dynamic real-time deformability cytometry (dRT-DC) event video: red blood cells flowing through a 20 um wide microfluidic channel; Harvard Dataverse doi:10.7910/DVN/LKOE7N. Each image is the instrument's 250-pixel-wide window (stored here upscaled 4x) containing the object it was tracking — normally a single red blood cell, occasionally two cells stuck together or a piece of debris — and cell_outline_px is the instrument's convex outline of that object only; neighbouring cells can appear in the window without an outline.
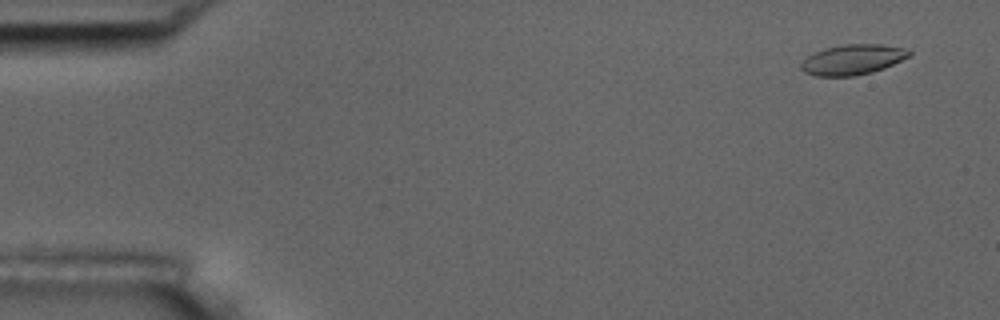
{"species": "common noctule bat (a hibernating species)", "species_latin": "Nyctalus noctula", "temperature_condition": "room temperature", "stored_images_in_passage": 6, "camera_frame_rate_fps": 3000, "um_per_image_px": 0.085, "animal": {"sex": "male", "body_mass_g": 17.5, "forearm_length_mm": 52.3}, "frame": {"image": 1, "passage_image": 2, "time_ms": 1.0, "image_size_px": [1000, 320], "cell_outline_px": [[912, 56], [884, 68], [872, 72], [852, 76], [816, 76], [804, 72], [800, 68], [800, 64], [808, 56], [824, 48], [844, 44], [880, 44], [900, 48], [912, 52]], "centroid_in_image_um": [72.47, 5.07], "position_along_channel_um": 12.5, "area_um2": 18.96}}
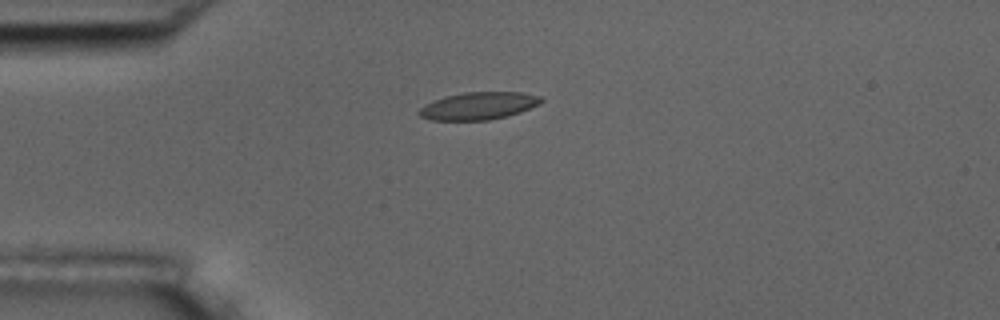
{"frame": {"image": 2, "passage_image": 5, "time_ms": 4.667, "image_size_px": [1000, 320], "cell_outline_px": [[544, 100], [540, 104], [520, 112], [508, 116], [488, 120], [432, 120], [420, 116], [416, 112], [424, 104], [444, 96], [464, 92], [520, 92], [540, 96]], "centroid_in_image_um": [40.66, 8.99], "position_along_channel_um": 44.3, "area_um2": 19.65}}